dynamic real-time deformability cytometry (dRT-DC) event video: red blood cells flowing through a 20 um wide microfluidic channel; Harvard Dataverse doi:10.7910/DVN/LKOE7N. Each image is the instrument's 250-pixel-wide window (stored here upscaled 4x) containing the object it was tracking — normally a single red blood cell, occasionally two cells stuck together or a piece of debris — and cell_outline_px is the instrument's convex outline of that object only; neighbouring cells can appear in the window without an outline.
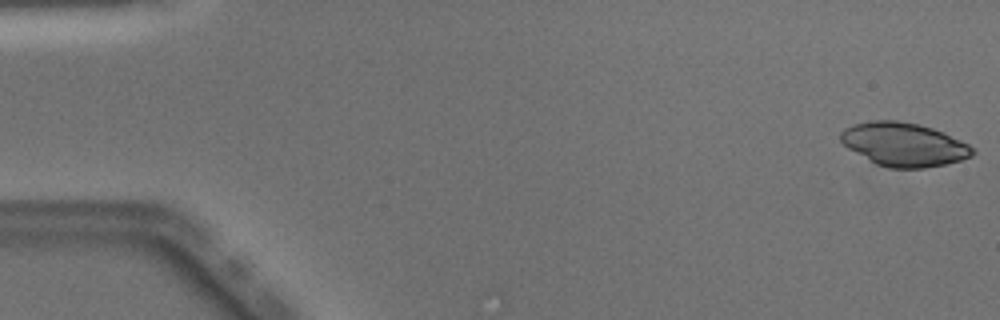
{"species": "Egyptian fruit bat (a non-hibernating species)", "species_latin": "Rousettus aegyptiacus", "temperature_condition": "warm", "stored_images_in_passage": 14, "camera_frame_rate_fps": 3000, "um_per_image_px": 0.085, "animal": {"sex": "male"}, "frame": {"image": 1, "passage_image": 1, "time_ms": 0.0, "image_size_px": [1000, 320], "cell_outline_px": [[976, 152], [972, 156], [960, 160], [944, 164], [924, 168], [888, 168], [876, 164], [848, 148], [840, 140], [840, 132], [844, 128], [852, 124], [872, 120], [896, 120], [920, 124], [944, 132], [968, 144]], "centroid_in_image_um": [76.81, 12.27], "position_along_channel_um": 8.2, "area_um2": 33.52}}